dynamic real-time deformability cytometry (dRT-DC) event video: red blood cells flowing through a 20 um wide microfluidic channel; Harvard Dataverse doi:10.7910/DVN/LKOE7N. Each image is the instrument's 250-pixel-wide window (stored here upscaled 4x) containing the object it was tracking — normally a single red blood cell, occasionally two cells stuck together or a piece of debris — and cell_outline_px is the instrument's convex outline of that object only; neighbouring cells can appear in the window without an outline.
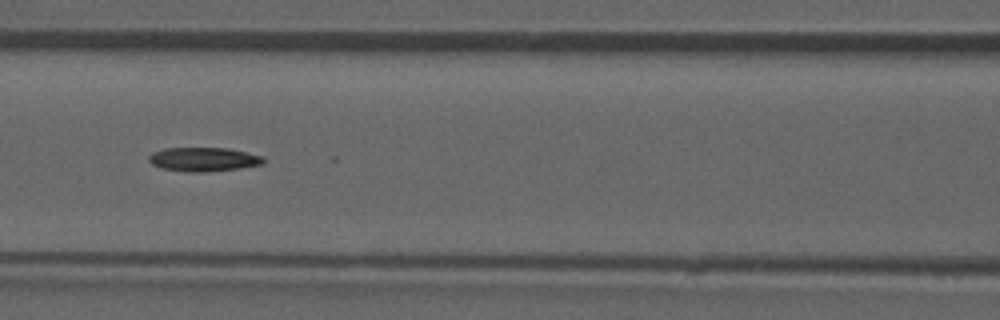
{"species": "common noctule bat (a hibernating species)", "species_latin": "Nyctalus noctula", "temperature_condition": "room temperature", "stored_images_in_passage": 52, "camera_frame_rate_fps": 3000, "um_per_image_px": 0.085, "animal": {"sex": "male", "forearm_length_mm": 52.5}, "frame": {"image": 1, "passage_image": 23, "time_ms": 7.333, "image_size_px": [1000, 320], "cell_outline_px": [[264, 160], [260, 164], [240, 168], [204, 172], [188, 172], [160, 168], [152, 164], [148, 160], [148, 156], [152, 152], [164, 148], [228, 148], [264, 156]], "centroid_in_image_um": [17.26, 13.54], "position_along_channel_um": 149.3, "area_um2": 16.01}}